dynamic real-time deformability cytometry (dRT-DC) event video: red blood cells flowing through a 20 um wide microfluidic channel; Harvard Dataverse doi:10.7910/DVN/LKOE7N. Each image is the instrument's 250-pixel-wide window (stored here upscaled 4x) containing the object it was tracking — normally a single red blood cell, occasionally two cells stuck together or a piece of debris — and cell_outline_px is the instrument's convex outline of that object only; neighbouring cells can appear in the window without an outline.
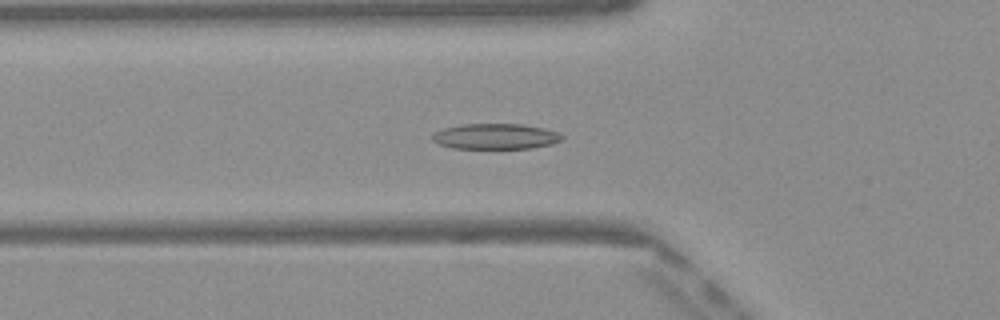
{"species": "Egyptian fruit bat (a non-hibernating species)", "species_latin": "Rousettus aegyptiacus", "temperature_condition": "warm", "stored_images_in_passage": 50, "camera_frame_rate_fps": 3000, "um_per_image_px": 0.085, "frame": {"image": 1, "passage_image": 17, "time_ms": 5.333, "image_size_px": [1000, 320], "cell_outline_px": [[564, 140], [552, 144], [532, 148], [452, 148], [440, 144], [432, 140], [432, 136], [436, 132], [444, 128], [464, 124], [524, 124], [544, 128], [560, 132], [564, 136]], "centroid_in_image_um": [42.2, 11.59], "position_along_channel_um": 83.6, "area_um2": 19.36}}
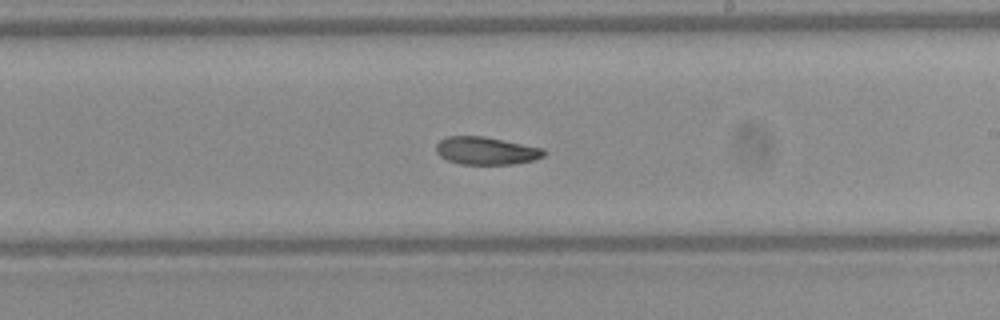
{"frame": {"image": 2, "passage_image": 29, "time_ms": 9.333, "image_size_px": [1000, 320], "cell_outline_px": [[544, 156], [536, 160], [512, 164], [460, 164], [448, 160], [440, 156], [436, 152], [436, 144], [440, 140], [448, 136], [484, 136], [544, 148]], "centroid_in_image_um": [41.32, 12.81], "position_along_channel_um": 247.7, "area_um2": 17.46}}
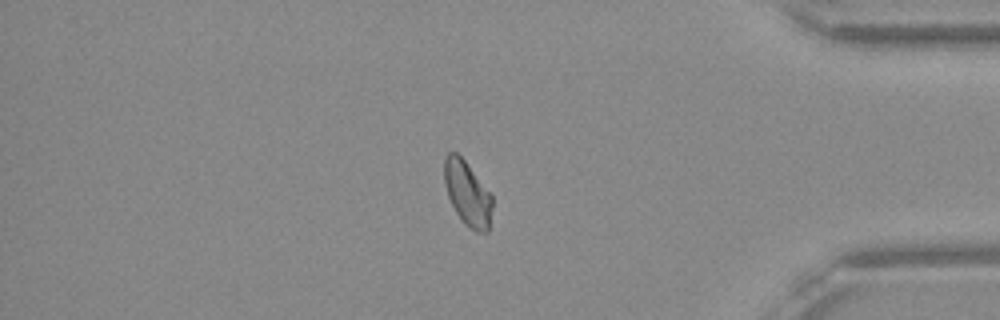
{"frame": {"image": 3, "passage_image": 42, "time_ms": 13.667, "image_size_px": [1000, 320], "cell_outline_px": [[492, 208], [488, 232], [476, 232], [464, 224], [456, 212], [448, 196], [444, 184], [444, 160], [448, 152], [456, 152], [464, 160], [492, 196]], "centroid_in_image_um": [39.72, 16.46], "position_along_channel_um": 395.5, "area_um2": 17.8}, "authors_computed_cell_mechanics": {"area_um2": 18.7272, "velocity_mm_per_s": 4.081, "shape_relaxation_time_tau1_ms": 8.3153, "shape_relaxation_time_tau2_ms": 3.8721, "deformation_change_tau1": 0.1784, "deformation_change_tau2": 0.0825}}